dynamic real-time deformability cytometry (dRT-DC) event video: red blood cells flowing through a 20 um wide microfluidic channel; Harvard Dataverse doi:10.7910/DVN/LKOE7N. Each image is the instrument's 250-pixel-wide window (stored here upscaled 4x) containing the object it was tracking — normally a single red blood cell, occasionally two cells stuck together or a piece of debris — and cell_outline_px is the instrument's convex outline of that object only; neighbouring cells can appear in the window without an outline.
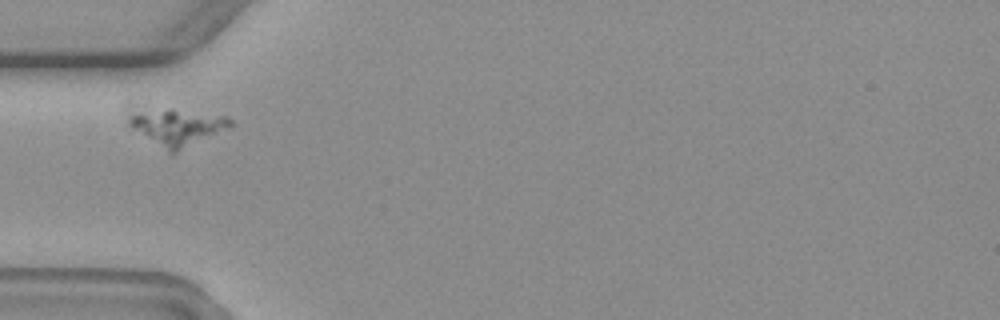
{"species": "common noctule bat (a hibernating species)", "species_latin": "Nyctalus noctula", "temperature_condition": "warm", "stored_images_in_passage": 2, "camera_frame_rate_fps": 3000, "um_per_image_px": 0.085, "animal": {"sex": "female", "body_mass_g": 19.3, "forearm_length_mm": 54.1}, "frame": {"image": 1, "passage_image": 2, "time_ms": 1.333, "image_size_px": [1000, 320], "cell_outline_px": [[232, 128], [176, 152], [168, 152], [128, 124], [128, 120], [132, 116], [140, 112], [168, 108], [172, 108], [228, 116], [232, 120]], "centroid_in_image_um": [15.2, 10.8], "position_along_channel_um": 69.8, "area_um2": 21.21}}